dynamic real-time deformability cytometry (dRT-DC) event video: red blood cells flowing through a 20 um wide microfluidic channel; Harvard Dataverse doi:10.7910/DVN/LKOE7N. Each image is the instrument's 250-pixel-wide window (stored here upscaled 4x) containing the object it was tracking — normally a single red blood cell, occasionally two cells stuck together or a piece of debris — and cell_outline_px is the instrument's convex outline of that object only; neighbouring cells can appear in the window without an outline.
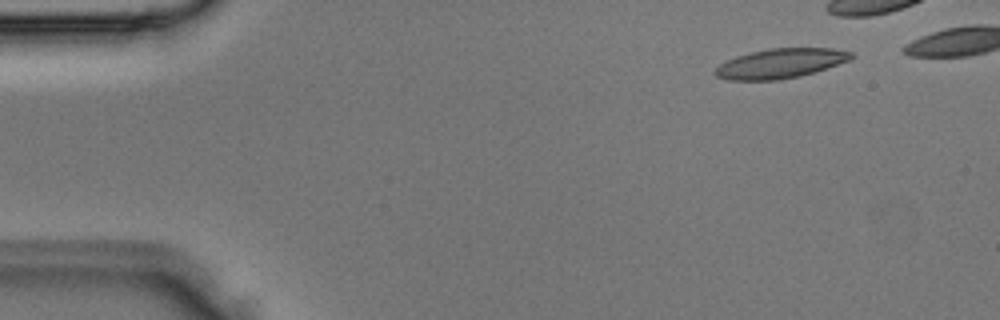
{"species": "Egyptian fruit bat (a non-hibernating species)", "species_latin": "Rousettus aegyptiacus", "temperature_condition": "room temperature", "stored_images_in_passage": 4, "camera_frame_rate_fps": 3000, "um_per_image_px": 0.085, "animal": {"sex": "male"}, "frame": {"image": 1, "passage_image": 1, "time_ms": 0.0, "image_size_px": [1000, 320], "cell_outline_px": [[852, 60], [800, 76], [780, 80], [728, 80], [716, 76], [712, 72], [720, 64], [736, 56], [752, 52], [772, 48], [832, 48], [852, 52]], "centroid_in_image_um": [66.34, 5.4], "position_along_channel_um": 18.7, "area_um2": 23.41}}